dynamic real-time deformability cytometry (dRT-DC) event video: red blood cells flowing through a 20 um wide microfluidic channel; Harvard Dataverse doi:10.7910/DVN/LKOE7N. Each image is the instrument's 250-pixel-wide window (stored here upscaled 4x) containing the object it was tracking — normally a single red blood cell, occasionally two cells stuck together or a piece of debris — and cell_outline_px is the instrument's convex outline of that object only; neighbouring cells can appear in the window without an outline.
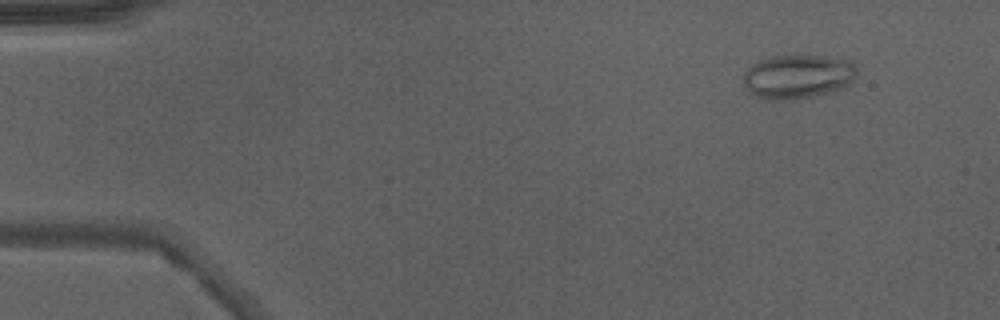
{"species": "Egyptian fruit bat (a non-hibernating species)", "species_latin": "Rousettus aegyptiacus", "temperature_condition": "warm", "stored_images_in_passage": 14, "camera_frame_rate_fps": 3000, "um_per_image_px": 0.085, "animal": {"sex": "male"}, "frame": {"image": 1, "passage_image": 5, "time_ms": 1.333, "image_size_px": [1000, 320], "cell_outline_px": [[856, 76], [852, 84], [836, 92], [788, 100], [772, 100], [756, 96], [744, 88], [744, 72], [752, 64], [776, 56], [824, 56], [852, 60], [856, 64]], "centroid_in_image_um": [67.89, 6.52], "position_along_channel_um": 17.1, "area_um2": 29.36}}